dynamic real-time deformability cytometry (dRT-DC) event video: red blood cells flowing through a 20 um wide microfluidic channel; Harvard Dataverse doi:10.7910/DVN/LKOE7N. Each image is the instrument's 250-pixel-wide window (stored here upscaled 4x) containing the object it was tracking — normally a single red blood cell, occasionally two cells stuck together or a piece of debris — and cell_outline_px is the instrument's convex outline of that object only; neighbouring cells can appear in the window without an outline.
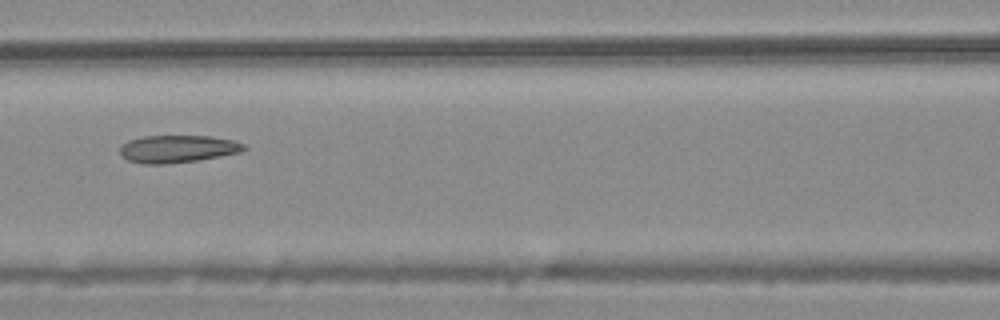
{"species": "common noctule bat (a hibernating species)", "species_latin": "Nyctalus noctula", "temperature_condition": "warm", "stored_images_in_passage": 8, "camera_frame_rate_fps": 3000, "um_per_image_px": 0.085, "animal": {"sex": "male", "body_mass_g": 20.4}, "frame": {"image": 1, "passage_image": 7, "time_ms": 2.0, "image_size_px": [1000, 320], "cell_outline_px": [[248, 148], [240, 152], [200, 160], [164, 164], [144, 164], [128, 160], [120, 156], [120, 144], [128, 140], [144, 136], [212, 136], [236, 140], [244, 144]], "centroid_in_image_um": [15.09, 12.65], "position_along_channel_um": 151.5, "area_um2": 20.11}}
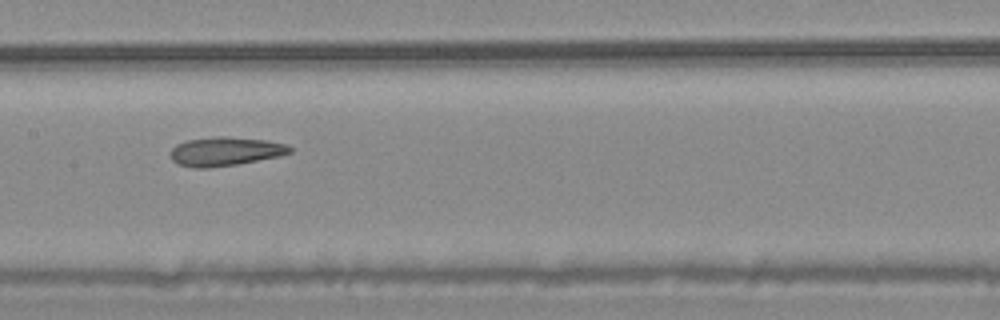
{"frame": {"image": 2, "passage_image": 8, "time_ms": 2.333, "image_size_px": [1000, 320], "cell_outline_px": [[292, 152], [280, 156], [236, 164], [208, 168], [192, 168], [176, 164], [172, 160], [172, 148], [176, 144], [188, 140], [212, 136], [228, 136], [264, 140], [284, 144], [292, 148]], "centroid_in_image_um": [19.12, 12.87], "position_along_channel_um": 188.3, "area_um2": 20.06}}